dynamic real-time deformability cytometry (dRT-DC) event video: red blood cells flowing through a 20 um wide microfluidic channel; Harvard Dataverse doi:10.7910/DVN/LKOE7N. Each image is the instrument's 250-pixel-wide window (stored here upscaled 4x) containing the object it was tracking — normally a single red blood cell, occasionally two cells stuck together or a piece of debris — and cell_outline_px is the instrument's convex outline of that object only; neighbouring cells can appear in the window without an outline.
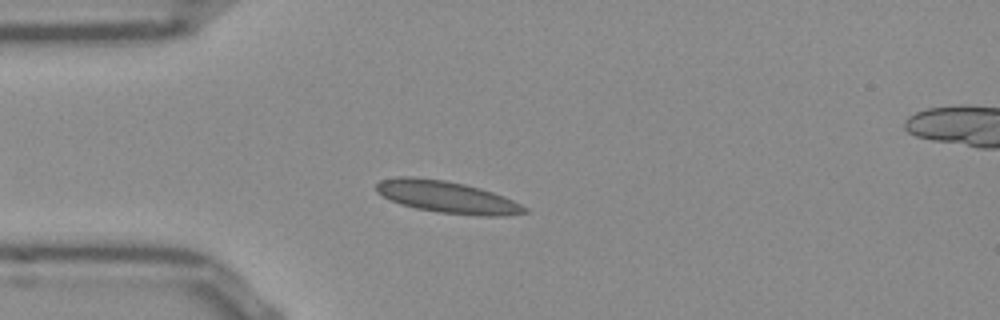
{"species": "Egyptian fruit bat (a non-hibernating species)", "species_latin": "Rousettus aegyptiacus", "temperature_condition": "room temperature", "stored_images_in_passage": 51, "segment_of_instrument_passage": [1, 2], "camera_frame_rate_fps": 3000, "um_per_image_px": 0.085, "frame": {"image": 1, "passage_image": 11, "time_ms": 3.333, "image_size_px": [1000, 320], "cell_outline_px": [[528, 212], [508, 216], [480, 216], [440, 212], [416, 208], [400, 204], [376, 192], [376, 184], [380, 180], [396, 176], [412, 176], [444, 180], [464, 184], [480, 188], [504, 196], [528, 208]], "centroid_in_image_um": [38.0, 16.74], "position_along_channel_um": 47.0, "area_um2": 27.57}}
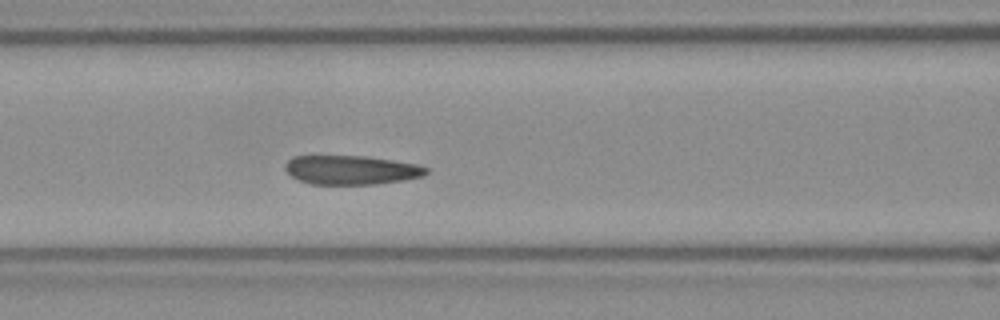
{"frame": {"image": 2, "passage_image": 19, "time_ms": 6.0, "image_size_px": [1000, 320], "cell_outline_px": [[428, 172], [424, 176], [404, 180], [376, 184], [308, 184], [292, 176], [284, 168], [284, 164], [292, 156], [364, 156], [392, 160], [416, 164], [428, 168]], "centroid_in_image_um": [29.85, 14.45], "position_along_channel_um": 136.8, "area_um2": 23.87}}
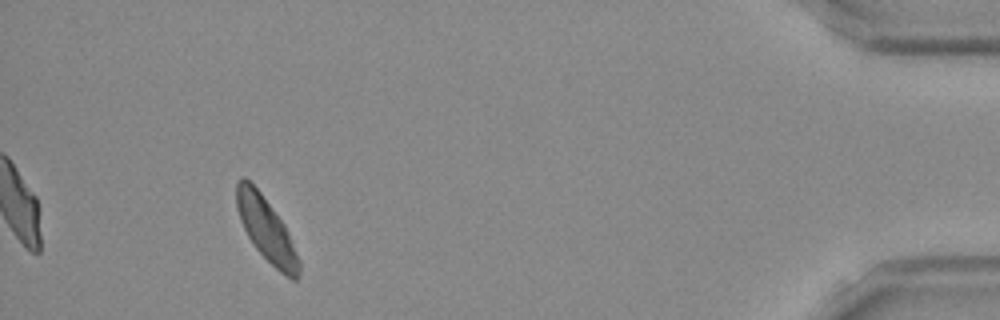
{"frame": {"image": 3, "passage_image": 46, "time_ms": 15.0, "image_size_px": [1000, 320], "cell_outline_px": [[300, 272], [296, 280], [292, 280], [280, 272], [256, 248], [248, 236], [240, 220], [236, 208], [236, 184], [244, 176], [260, 192], [284, 224], [288, 232], [300, 260]], "centroid_in_image_um": [22.64, 19.52], "position_along_channel_um": 412.6, "area_um2": 22.77}}